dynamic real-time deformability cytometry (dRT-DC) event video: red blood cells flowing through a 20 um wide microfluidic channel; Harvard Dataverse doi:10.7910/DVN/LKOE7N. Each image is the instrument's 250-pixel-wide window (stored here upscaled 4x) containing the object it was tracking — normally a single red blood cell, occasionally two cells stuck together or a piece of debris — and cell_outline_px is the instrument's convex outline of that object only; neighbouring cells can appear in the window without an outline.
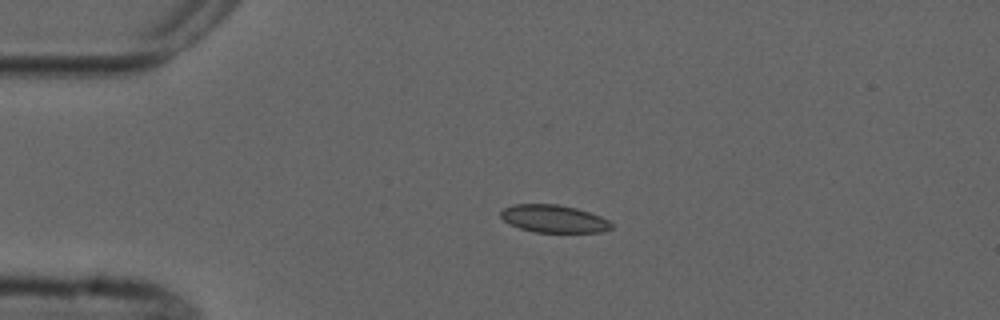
{"species": "common noctule bat (a hibernating species)", "species_latin": "Nyctalus noctula", "temperature_condition": "cold", "stored_images_in_passage": 4, "camera_frame_rate_fps": 3000, "um_per_image_px": 0.085, "animal": {"sex": "male", "forearm_length_mm": 52.5}, "frame": {"image": 1, "passage_image": 3, "time_ms": 2.333, "image_size_px": [1000, 320], "cell_outline_px": [[612, 228], [600, 232], [536, 232], [520, 228], [504, 220], [500, 216], [500, 212], [504, 208], [512, 204], [556, 204], [576, 208], [600, 216], [608, 220], [612, 224]], "centroid_in_image_um": [47.06, 18.59], "position_along_channel_um": 37.9, "area_um2": 17.63}}